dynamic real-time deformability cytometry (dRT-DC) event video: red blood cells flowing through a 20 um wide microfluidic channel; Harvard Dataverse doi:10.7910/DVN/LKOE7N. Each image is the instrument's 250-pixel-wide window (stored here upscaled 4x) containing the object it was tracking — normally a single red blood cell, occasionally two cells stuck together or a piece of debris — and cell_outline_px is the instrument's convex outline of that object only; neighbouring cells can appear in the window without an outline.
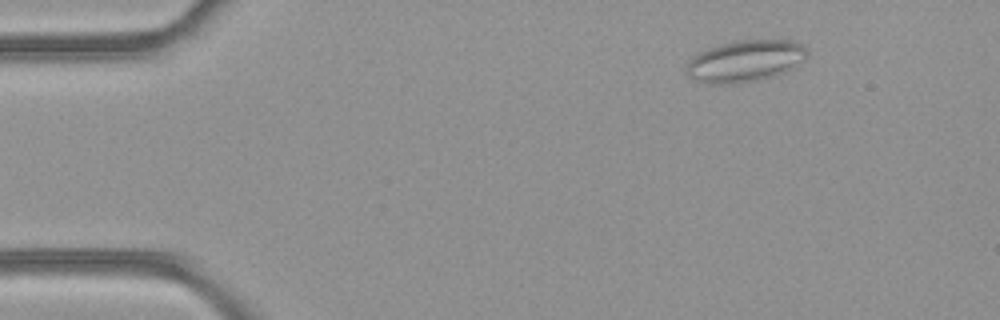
{"species": "common noctule bat (a hibernating species)", "species_latin": "Nyctalus noctula", "temperature_condition": "room temperature", "stored_images_in_passage": 4, "camera_frame_rate_fps": 3000, "um_per_image_px": 0.085, "animal": {"sex": "female", "body_mass_g": 21.9}, "frame": {"image": 1, "passage_image": 1, "time_ms": 0.0, "image_size_px": [1000, 320], "cell_outline_px": [[808, 52], [804, 56], [784, 72], [760, 80], [736, 84], [720, 84], [700, 80], [688, 76], [684, 68], [688, 60], [696, 52], [720, 44], [736, 40], [792, 40], [808, 48]], "centroid_in_image_um": [63.26, 5.17], "position_along_channel_um": 21.7, "area_um2": 29.07}}